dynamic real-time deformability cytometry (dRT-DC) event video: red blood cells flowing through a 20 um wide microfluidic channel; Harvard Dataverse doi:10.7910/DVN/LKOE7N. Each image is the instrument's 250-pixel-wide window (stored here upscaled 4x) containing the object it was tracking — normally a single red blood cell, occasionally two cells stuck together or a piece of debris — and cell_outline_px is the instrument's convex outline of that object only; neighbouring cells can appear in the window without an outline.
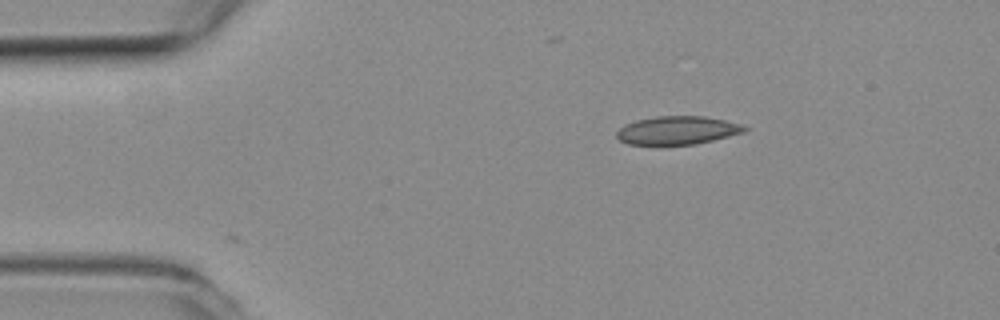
{"species": "common noctule bat (a hibernating species)", "species_latin": "Nyctalus noctula", "temperature_condition": "room temperature", "stored_images_in_passage": 2, "camera_frame_rate_fps": 3000, "um_per_image_px": 0.085, "animal": {"sex": "female", "body_mass_g": 19.3, "forearm_length_mm": 54.1}, "frame": {"image": 1, "passage_image": 1, "time_ms": 0.0, "image_size_px": [1000, 320], "cell_outline_px": [[748, 128], [744, 132], [696, 144], [628, 144], [620, 140], [616, 136], [616, 132], [624, 124], [636, 120], [656, 116], [704, 116], [724, 120], [740, 124]], "centroid_in_image_um": [57.55, 11.07], "position_along_channel_um": 27.4, "area_um2": 20.87}}